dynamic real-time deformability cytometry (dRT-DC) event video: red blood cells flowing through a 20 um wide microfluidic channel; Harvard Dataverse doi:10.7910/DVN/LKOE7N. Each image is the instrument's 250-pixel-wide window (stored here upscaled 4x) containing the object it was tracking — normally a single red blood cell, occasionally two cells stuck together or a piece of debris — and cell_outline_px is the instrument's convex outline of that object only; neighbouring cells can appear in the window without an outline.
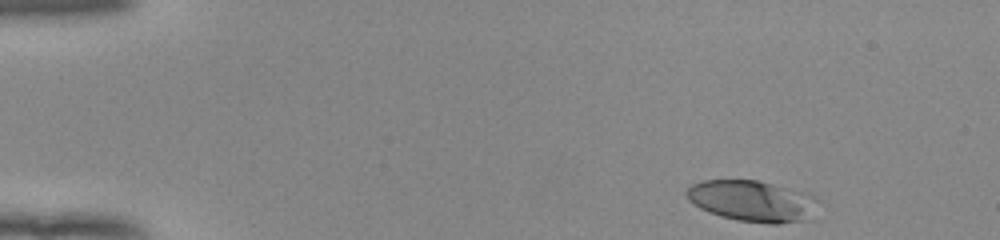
{"species": "human", "species_latin": "Homo sapiens", "temperature_condition": "room temperature", "stored_images_in_passage": 47, "camera_frame_rate_fps": 3000, "um_per_image_px": 0.085, "donor": {"sex": "female"}, "frame": {"image": 1, "passage_image": 1, "time_ms": 0.0, "image_size_px": [1000, 240], "cell_outline_px": [[816, 200], [804, 220], [780, 224], [768, 224], [736, 220], [720, 216], [708, 212], [700, 208], [688, 200], [684, 192], [692, 184], [700, 180], [756, 180], [804, 192], [812, 196]], "centroid_in_image_um": [63.81, 17.08], "position_along_channel_um": 21.2, "area_um2": 31.04}}
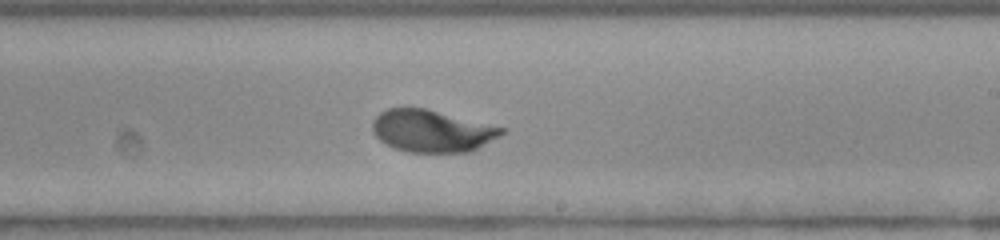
{"frame": {"image": 2, "passage_image": 27, "time_ms": 8.667, "image_size_px": [1000, 240], "cell_outline_px": [[504, 132], [500, 136], [472, 152], [408, 152], [392, 148], [384, 144], [372, 132], [372, 120], [380, 112], [388, 108], [424, 108], [504, 128]], "centroid_in_image_um": [36.67, 11.15], "position_along_channel_um": 252.3, "area_um2": 31.67}}
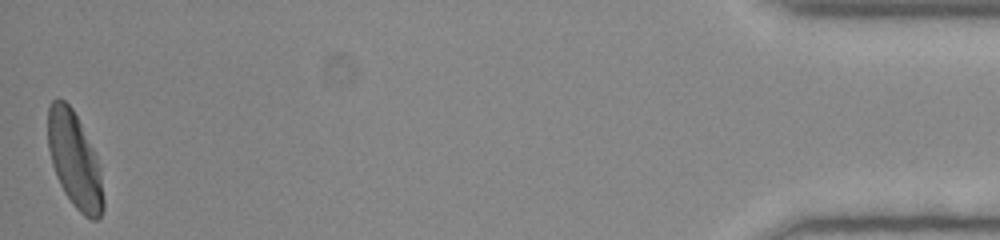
{"frame": {"image": 3, "passage_image": 47, "time_ms": 15.333, "image_size_px": [1000, 240], "cell_outline_px": [[104, 208], [100, 216], [96, 220], [92, 220], [84, 216], [72, 204], [64, 192], [56, 176], [52, 164], [48, 148], [48, 108], [52, 100], [56, 96], [64, 100], [72, 108], [96, 156], [100, 168], [104, 200]], "centroid_in_image_um": [6.33, 13.63], "position_along_channel_um": 428.9, "area_um2": 30.69}, "authors_computed_cell_mechanics": {"area_um2": 31.6744, "velocity_mm_per_s": 3.9148, "shape_relaxation_time_tau1_ms": 2.546, "shape_relaxation_time_tau2_ms": null, "deformation_change_tau1": 0.1852, "deformation_change_tau2": null}}